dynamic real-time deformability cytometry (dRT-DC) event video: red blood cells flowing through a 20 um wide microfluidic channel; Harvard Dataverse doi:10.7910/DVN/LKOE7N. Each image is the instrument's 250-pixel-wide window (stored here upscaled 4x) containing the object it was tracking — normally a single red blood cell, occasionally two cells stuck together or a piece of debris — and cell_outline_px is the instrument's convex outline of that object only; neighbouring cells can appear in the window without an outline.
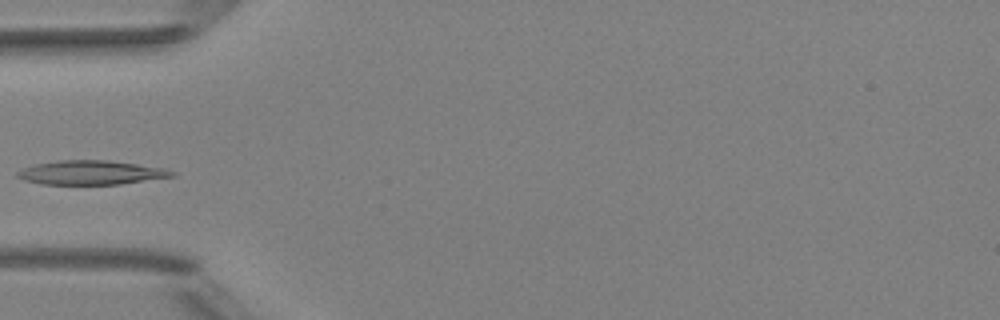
{"species": "Egyptian fruit bat (a non-hibernating species)", "species_latin": "Rousettus aegyptiacus", "temperature_condition": "room temperature", "stored_images_in_passage": 6, "camera_frame_rate_fps": 3000, "um_per_image_px": 0.085, "animal": {"sex": "female"}, "frame": {"image": 1, "passage_image": 5, "time_ms": 4.667, "image_size_px": [1000, 320], "cell_outline_px": [[176, 176], [120, 184], [44, 184], [24, 180], [16, 176], [16, 172], [24, 168], [36, 164], [60, 160], [108, 160], [164, 168], [176, 172]], "centroid_in_image_um": [7.76, 14.67], "position_along_channel_um": 77.2, "area_um2": 21.56}}
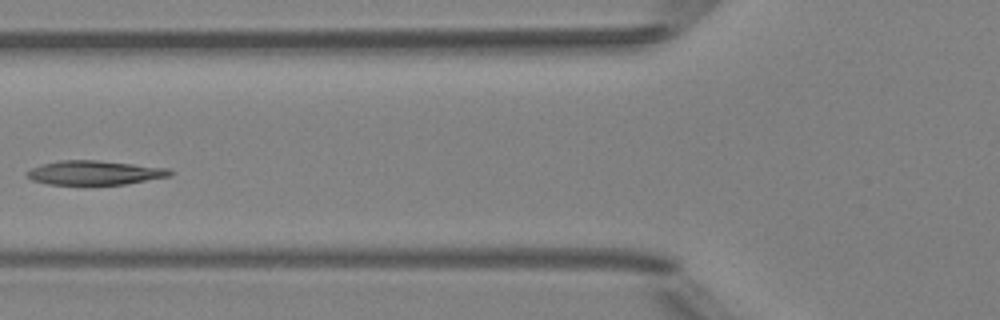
{"frame": {"image": 2, "passage_image": 6, "time_ms": 5.667, "image_size_px": [1000, 320], "cell_outline_px": [[176, 172], [172, 176], [124, 184], [48, 184], [32, 180], [24, 172], [40, 164], [60, 160], [100, 160], [168, 168]], "centroid_in_image_um": [8.07, 14.67], "position_along_channel_um": 117.7, "area_um2": 20.23}}